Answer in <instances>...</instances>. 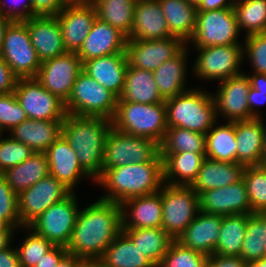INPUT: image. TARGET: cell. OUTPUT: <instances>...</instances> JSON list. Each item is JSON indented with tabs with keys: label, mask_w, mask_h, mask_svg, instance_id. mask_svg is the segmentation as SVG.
Instances as JSON below:
<instances>
[{
	"label": "cell",
	"mask_w": 266,
	"mask_h": 267,
	"mask_svg": "<svg viewBox=\"0 0 266 267\" xmlns=\"http://www.w3.org/2000/svg\"><path fill=\"white\" fill-rule=\"evenodd\" d=\"M247 214L222 216L215 253L220 256H240L246 234Z\"/></svg>",
	"instance_id": "74e56055"
},
{
	"label": "cell",
	"mask_w": 266,
	"mask_h": 267,
	"mask_svg": "<svg viewBox=\"0 0 266 267\" xmlns=\"http://www.w3.org/2000/svg\"><path fill=\"white\" fill-rule=\"evenodd\" d=\"M80 267H100L97 262H84Z\"/></svg>",
	"instance_id": "89a4df30"
},
{
	"label": "cell",
	"mask_w": 266,
	"mask_h": 267,
	"mask_svg": "<svg viewBox=\"0 0 266 267\" xmlns=\"http://www.w3.org/2000/svg\"><path fill=\"white\" fill-rule=\"evenodd\" d=\"M189 4H191V5H193L194 7H198L200 4H201V2H202V0H186Z\"/></svg>",
	"instance_id": "2644e50d"
},
{
	"label": "cell",
	"mask_w": 266,
	"mask_h": 267,
	"mask_svg": "<svg viewBox=\"0 0 266 267\" xmlns=\"http://www.w3.org/2000/svg\"><path fill=\"white\" fill-rule=\"evenodd\" d=\"M121 231V205L97 199L79 209L67 253L84 262H97Z\"/></svg>",
	"instance_id": "6da1fadb"
},
{
	"label": "cell",
	"mask_w": 266,
	"mask_h": 267,
	"mask_svg": "<svg viewBox=\"0 0 266 267\" xmlns=\"http://www.w3.org/2000/svg\"><path fill=\"white\" fill-rule=\"evenodd\" d=\"M127 40L119 29L97 17L76 54L83 63L110 54L125 53Z\"/></svg>",
	"instance_id": "d6986e66"
},
{
	"label": "cell",
	"mask_w": 266,
	"mask_h": 267,
	"mask_svg": "<svg viewBox=\"0 0 266 267\" xmlns=\"http://www.w3.org/2000/svg\"><path fill=\"white\" fill-rule=\"evenodd\" d=\"M208 267H248V263L240 256H208Z\"/></svg>",
	"instance_id": "db71d44e"
},
{
	"label": "cell",
	"mask_w": 266,
	"mask_h": 267,
	"mask_svg": "<svg viewBox=\"0 0 266 267\" xmlns=\"http://www.w3.org/2000/svg\"><path fill=\"white\" fill-rule=\"evenodd\" d=\"M244 39L243 56L251 63V74H266V32L247 35Z\"/></svg>",
	"instance_id": "7dc6e473"
},
{
	"label": "cell",
	"mask_w": 266,
	"mask_h": 267,
	"mask_svg": "<svg viewBox=\"0 0 266 267\" xmlns=\"http://www.w3.org/2000/svg\"><path fill=\"white\" fill-rule=\"evenodd\" d=\"M6 1L0 0V15L10 21H26L33 17L31 0H11L10 4Z\"/></svg>",
	"instance_id": "f907efd6"
},
{
	"label": "cell",
	"mask_w": 266,
	"mask_h": 267,
	"mask_svg": "<svg viewBox=\"0 0 266 267\" xmlns=\"http://www.w3.org/2000/svg\"><path fill=\"white\" fill-rule=\"evenodd\" d=\"M248 267H266V257L248 263Z\"/></svg>",
	"instance_id": "03108f58"
},
{
	"label": "cell",
	"mask_w": 266,
	"mask_h": 267,
	"mask_svg": "<svg viewBox=\"0 0 266 267\" xmlns=\"http://www.w3.org/2000/svg\"><path fill=\"white\" fill-rule=\"evenodd\" d=\"M240 31L244 36L266 32V0H244L233 6Z\"/></svg>",
	"instance_id": "60d3db41"
},
{
	"label": "cell",
	"mask_w": 266,
	"mask_h": 267,
	"mask_svg": "<svg viewBox=\"0 0 266 267\" xmlns=\"http://www.w3.org/2000/svg\"><path fill=\"white\" fill-rule=\"evenodd\" d=\"M206 153L205 134L181 127L167 128L160 143V154Z\"/></svg>",
	"instance_id": "ab89813d"
},
{
	"label": "cell",
	"mask_w": 266,
	"mask_h": 267,
	"mask_svg": "<svg viewBox=\"0 0 266 267\" xmlns=\"http://www.w3.org/2000/svg\"><path fill=\"white\" fill-rule=\"evenodd\" d=\"M128 68L126 53H115L83 62V71L118 98Z\"/></svg>",
	"instance_id": "4316f807"
},
{
	"label": "cell",
	"mask_w": 266,
	"mask_h": 267,
	"mask_svg": "<svg viewBox=\"0 0 266 267\" xmlns=\"http://www.w3.org/2000/svg\"><path fill=\"white\" fill-rule=\"evenodd\" d=\"M33 16H57L64 8L61 0H31Z\"/></svg>",
	"instance_id": "816d5d0a"
},
{
	"label": "cell",
	"mask_w": 266,
	"mask_h": 267,
	"mask_svg": "<svg viewBox=\"0 0 266 267\" xmlns=\"http://www.w3.org/2000/svg\"><path fill=\"white\" fill-rule=\"evenodd\" d=\"M72 191L55 177L48 175L18 194L20 229L28 227L50 206L68 197Z\"/></svg>",
	"instance_id": "5bb4252c"
},
{
	"label": "cell",
	"mask_w": 266,
	"mask_h": 267,
	"mask_svg": "<svg viewBox=\"0 0 266 267\" xmlns=\"http://www.w3.org/2000/svg\"><path fill=\"white\" fill-rule=\"evenodd\" d=\"M206 154L205 158L223 161L236 162V135L235 122L226 124H214L205 134Z\"/></svg>",
	"instance_id": "8d00e7d4"
},
{
	"label": "cell",
	"mask_w": 266,
	"mask_h": 267,
	"mask_svg": "<svg viewBox=\"0 0 266 267\" xmlns=\"http://www.w3.org/2000/svg\"><path fill=\"white\" fill-rule=\"evenodd\" d=\"M197 57L191 70L196 79L222 81L244 73L243 45L210 46L196 49Z\"/></svg>",
	"instance_id": "8fae6325"
},
{
	"label": "cell",
	"mask_w": 266,
	"mask_h": 267,
	"mask_svg": "<svg viewBox=\"0 0 266 267\" xmlns=\"http://www.w3.org/2000/svg\"><path fill=\"white\" fill-rule=\"evenodd\" d=\"M63 8L68 7H89L94 6L96 0H61Z\"/></svg>",
	"instance_id": "be15d7a7"
},
{
	"label": "cell",
	"mask_w": 266,
	"mask_h": 267,
	"mask_svg": "<svg viewBox=\"0 0 266 267\" xmlns=\"http://www.w3.org/2000/svg\"><path fill=\"white\" fill-rule=\"evenodd\" d=\"M241 1H244V0H233V3L241 2Z\"/></svg>",
	"instance_id": "753ad0ef"
},
{
	"label": "cell",
	"mask_w": 266,
	"mask_h": 267,
	"mask_svg": "<svg viewBox=\"0 0 266 267\" xmlns=\"http://www.w3.org/2000/svg\"><path fill=\"white\" fill-rule=\"evenodd\" d=\"M0 56L18 78L36 76L41 61L31 44L27 24L24 21H12L8 25Z\"/></svg>",
	"instance_id": "30bf717a"
},
{
	"label": "cell",
	"mask_w": 266,
	"mask_h": 267,
	"mask_svg": "<svg viewBox=\"0 0 266 267\" xmlns=\"http://www.w3.org/2000/svg\"><path fill=\"white\" fill-rule=\"evenodd\" d=\"M0 218L16 230L20 228L18 195L10 188L2 174H0Z\"/></svg>",
	"instance_id": "681fc988"
},
{
	"label": "cell",
	"mask_w": 266,
	"mask_h": 267,
	"mask_svg": "<svg viewBox=\"0 0 266 267\" xmlns=\"http://www.w3.org/2000/svg\"><path fill=\"white\" fill-rule=\"evenodd\" d=\"M158 267H208V256L174 240Z\"/></svg>",
	"instance_id": "f6af8a7d"
},
{
	"label": "cell",
	"mask_w": 266,
	"mask_h": 267,
	"mask_svg": "<svg viewBox=\"0 0 266 267\" xmlns=\"http://www.w3.org/2000/svg\"><path fill=\"white\" fill-rule=\"evenodd\" d=\"M171 36L159 2L137 0L131 33L127 39L156 40Z\"/></svg>",
	"instance_id": "cb8c5ba5"
},
{
	"label": "cell",
	"mask_w": 266,
	"mask_h": 267,
	"mask_svg": "<svg viewBox=\"0 0 266 267\" xmlns=\"http://www.w3.org/2000/svg\"><path fill=\"white\" fill-rule=\"evenodd\" d=\"M118 101L142 104L165 103L156 85L153 72L129 65Z\"/></svg>",
	"instance_id": "4dcf8cb0"
},
{
	"label": "cell",
	"mask_w": 266,
	"mask_h": 267,
	"mask_svg": "<svg viewBox=\"0 0 266 267\" xmlns=\"http://www.w3.org/2000/svg\"><path fill=\"white\" fill-rule=\"evenodd\" d=\"M78 212L77 195L72 192L64 200L50 206L28 227L54 246L66 247L75 227Z\"/></svg>",
	"instance_id": "7c38bea8"
},
{
	"label": "cell",
	"mask_w": 266,
	"mask_h": 267,
	"mask_svg": "<svg viewBox=\"0 0 266 267\" xmlns=\"http://www.w3.org/2000/svg\"><path fill=\"white\" fill-rule=\"evenodd\" d=\"M111 129L112 121L104 117L66 114L62 124V135L94 182L102 175L105 144Z\"/></svg>",
	"instance_id": "7a4b0ae2"
},
{
	"label": "cell",
	"mask_w": 266,
	"mask_h": 267,
	"mask_svg": "<svg viewBox=\"0 0 266 267\" xmlns=\"http://www.w3.org/2000/svg\"><path fill=\"white\" fill-rule=\"evenodd\" d=\"M233 0H202L197 7L198 11H211L216 9L233 8Z\"/></svg>",
	"instance_id": "680465c9"
},
{
	"label": "cell",
	"mask_w": 266,
	"mask_h": 267,
	"mask_svg": "<svg viewBox=\"0 0 266 267\" xmlns=\"http://www.w3.org/2000/svg\"><path fill=\"white\" fill-rule=\"evenodd\" d=\"M29 234L16 247L21 267H34L54 245L44 237L36 234L31 228L23 227Z\"/></svg>",
	"instance_id": "ee69618b"
},
{
	"label": "cell",
	"mask_w": 266,
	"mask_h": 267,
	"mask_svg": "<svg viewBox=\"0 0 266 267\" xmlns=\"http://www.w3.org/2000/svg\"><path fill=\"white\" fill-rule=\"evenodd\" d=\"M48 158L49 175L62 182L72 192L84 178H92L80 166L76 152L61 135L45 152ZM75 188V189H74Z\"/></svg>",
	"instance_id": "ffe728a7"
},
{
	"label": "cell",
	"mask_w": 266,
	"mask_h": 267,
	"mask_svg": "<svg viewBox=\"0 0 266 267\" xmlns=\"http://www.w3.org/2000/svg\"><path fill=\"white\" fill-rule=\"evenodd\" d=\"M240 257L247 263L266 257V239L262 212L247 214L246 234L242 243Z\"/></svg>",
	"instance_id": "b9f144b4"
},
{
	"label": "cell",
	"mask_w": 266,
	"mask_h": 267,
	"mask_svg": "<svg viewBox=\"0 0 266 267\" xmlns=\"http://www.w3.org/2000/svg\"><path fill=\"white\" fill-rule=\"evenodd\" d=\"M111 121L120 132L161 143L167 130L166 104L118 101Z\"/></svg>",
	"instance_id": "5b68a950"
},
{
	"label": "cell",
	"mask_w": 266,
	"mask_h": 267,
	"mask_svg": "<svg viewBox=\"0 0 266 267\" xmlns=\"http://www.w3.org/2000/svg\"><path fill=\"white\" fill-rule=\"evenodd\" d=\"M158 2L170 34L188 45L196 28L197 8L186 0H158Z\"/></svg>",
	"instance_id": "836d02e7"
},
{
	"label": "cell",
	"mask_w": 266,
	"mask_h": 267,
	"mask_svg": "<svg viewBox=\"0 0 266 267\" xmlns=\"http://www.w3.org/2000/svg\"><path fill=\"white\" fill-rule=\"evenodd\" d=\"M222 216L199 211L187 229L177 238L184 247L206 256L215 253L220 235Z\"/></svg>",
	"instance_id": "603a6c76"
},
{
	"label": "cell",
	"mask_w": 266,
	"mask_h": 267,
	"mask_svg": "<svg viewBox=\"0 0 266 267\" xmlns=\"http://www.w3.org/2000/svg\"><path fill=\"white\" fill-rule=\"evenodd\" d=\"M14 93L27 118L65 120L67 113L64 102L45 89L35 78H18Z\"/></svg>",
	"instance_id": "4fadbf2b"
},
{
	"label": "cell",
	"mask_w": 266,
	"mask_h": 267,
	"mask_svg": "<svg viewBox=\"0 0 266 267\" xmlns=\"http://www.w3.org/2000/svg\"><path fill=\"white\" fill-rule=\"evenodd\" d=\"M0 267H21L16 248L10 246L0 252Z\"/></svg>",
	"instance_id": "6f0895ef"
},
{
	"label": "cell",
	"mask_w": 266,
	"mask_h": 267,
	"mask_svg": "<svg viewBox=\"0 0 266 267\" xmlns=\"http://www.w3.org/2000/svg\"><path fill=\"white\" fill-rule=\"evenodd\" d=\"M146 162H163L160 143L154 139L126 134L112 127L105 144L102 169Z\"/></svg>",
	"instance_id": "52a82bcc"
},
{
	"label": "cell",
	"mask_w": 266,
	"mask_h": 267,
	"mask_svg": "<svg viewBox=\"0 0 266 267\" xmlns=\"http://www.w3.org/2000/svg\"><path fill=\"white\" fill-rule=\"evenodd\" d=\"M24 22L27 24L31 44L41 62L67 52L57 16H33Z\"/></svg>",
	"instance_id": "44dd1931"
},
{
	"label": "cell",
	"mask_w": 266,
	"mask_h": 267,
	"mask_svg": "<svg viewBox=\"0 0 266 267\" xmlns=\"http://www.w3.org/2000/svg\"><path fill=\"white\" fill-rule=\"evenodd\" d=\"M233 8L198 11L191 43L194 49L210 46L243 45Z\"/></svg>",
	"instance_id": "9c48e42d"
},
{
	"label": "cell",
	"mask_w": 266,
	"mask_h": 267,
	"mask_svg": "<svg viewBox=\"0 0 266 267\" xmlns=\"http://www.w3.org/2000/svg\"><path fill=\"white\" fill-rule=\"evenodd\" d=\"M262 221L264 222V237L266 239V211L262 212Z\"/></svg>",
	"instance_id": "8c879c8a"
},
{
	"label": "cell",
	"mask_w": 266,
	"mask_h": 267,
	"mask_svg": "<svg viewBox=\"0 0 266 267\" xmlns=\"http://www.w3.org/2000/svg\"><path fill=\"white\" fill-rule=\"evenodd\" d=\"M0 231H17V230L11 227L5 220L0 218Z\"/></svg>",
	"instance_id": "003e7915"
},
{
	"label": "cell",
	"mask_w": 266,
	"mask_h": 267,
	"mask_svg": "<svg viewBox=\"0 0 266 267\" xmlns=\"http://www.w3.org/2000/svg\"><path fill=\"white\" fill-rule=\"evenodd\" d=\"M62 124L63 121L27 118L8 133L13 139L29 146L34 152L45 153L49 146L62 135Z\"/></svg>",
	"instance_id": "83f0119b"
},
{
	"label": "cell",
	"mask_w": 266,
	"mask_h": 267,
	"mask_svg": "<svg viewBox=\"0 0 266 267\" xmlns=\"http://www.w3.org/2000/svg\"><path fill=\"white\" fill-rule=\"evenodd\" d=\"M250 87L251 83L246 73L219 82L217 92L212 93L218 120L221 116L228 122L254 118L248 105Z\"/></svg>",
	"instance_id": "2e32d148"
},
{
	"label": "cell",
	"mask_w": 266,
	"mask_h": 267,
	"mask_svg": "<svg viewBox=\"0 0 266 267\" xmlns=\"http://www.w3.org/2000/svg\"><path fill=\"white\" fill-rule=\"evenodd\" d=\"M261 120H263V131H264V154H265V163H266V125L264 124V119L261 117Z\"/></svg>",
	"instance_id": "a7ac6f4b"
},
{
	"label": "cell",
	"mask_w": 266,
	"mask_h": 267,
	"mask_svg": "<svg viewBox=\"0 0 266 267\" xmlns=\"http://www.w3.org/2000/svg\"><path fill=\"white\" fill-rule=\"evenodd\" d=\"M16 231H0V252L11 246Z\"/></svg>",
	"instance_id": "6125c7cd"
},
{
	"label": "cell",
	"mask_w": 266,
	"mask_h": 267,
	"mask_svg": "<svg viewBox=\"0 0 266 267\" xmlns=\"http://www.w3.org/2000/svg\"><path fill=\"white\" fill-rule=\"evenodd\" d=\"M97 18L94 6L64 8L58 15L63 44L68 52H77Z\"/></svg>",
	"instance_id": "d4e9b609"
},
{
	"label": "cell",
	"mask_w": 266,
	"mask_h": 267,
	"mask_svg": "<svg viewBox=\"0 0 266 267\" xmlns=\"http://www.w3.org/2000/svg\"><path fill=\"white\" fill-rule=\"evenodd\" d=\"M27 119L14 92L0 95V130L10 132L15 126Z\"/></svg>",
	"instance_id": "c3c4849f"
},
{
	"label": "cell",
	"mask_w": 266,
	"mask_h": 267,
	"mask_svg": "<svg viewBox=\"0 0 266 267\" xmlns=\"http://www.w3.org/2000/svg\"><path fill=\"white\" fill-rule=\"evenodd\" d=\"M11 22L12 21L7 19L3 15H0V51H1V47H2V43H3L6 29Z\"/></svg>",
	"instance_id": "e7e4bbea"
},
{
	"label": "cell",
	"mask_w": 266,
	"mask_h": 267,
	"mask_svg": "<svg viewBox=\"0 0 266 267\" xmlns=\"http://www.w3.org/2000/svg\"><path fill=\"white\" fill-rule=\"evenodd\" d=\"M199 211L221 216L253 214L244 180L200 193Z\"/></svg>",
	"instance_id": "ac0fdd59"
},
{
	"label": "cell",
	"mask_w": 266,
	"mask_h": 267,
	"mask_svg": "<svg viewBox=\"0 0 266 267\" xmlns=\"http://www.w3.org/2000/svg\"><path fill=\"white\" fill-rule=\"evenodd\" d=\"M188 47L186 45L176 56L153 71L156 85L164 101L191 89L186 87Z\"/></svg>",
	"instance_id": "f1b7e54d"
},
{
	"label": "cell",
	"mask_w": 266,
	"mask_h": 267,
	"mask_svg": "<svg viewBox=\"0 0 266 267\" xmlns=\"http://www.w3.org/2000/svg\"><path fill=\"white\" fill-rule=\"evenodd\" d=\"M118 97L100 85L83 70L76 77L72 91L64 103L67 114L112 119Z\"/></svg>",
	"instance_id": "8992f818"
},
{
	"label": "cell",
	"mask_w": 266,
	"mask_h": 267,
	"mask_svg": "<svg viewBox=\"0 0 266 267\" xmlns=\"http://www.w3.org/2000/svg\"><path fill=\"white\" fill-rule=\"evenodd\" d=\"M122 231L156 267L174 241L162 227L122 229Z\"/></svg>",
	"instance_id": "d590c367"
},
{
	"label": "cell",
	"mask_w": 266,
	"mask_h": 267,
	"mask_svg": "<svg viewBox=\"0 0 266 267\" xmlns=\"http://www.w3.org/2000/svg\"><path fill=\"white\" fill-rule=\"evenodd\" d=\"M17 80L18 77L0 56V95L14 92Z\"/></svg>",
	"instance_id": "f5cc1de1"
},
{
	"label": "cell",
	"mask_w": 266,
	"mask_h": 267,
	"mask_svg": "<svg viewBox=\"0 0 266 267\" xmlns=\"http://www.w3.org/2000/svg\"><path fill=\"white\" fill-rule=\"evenodd\" d=\"M67 254L66 247L54 246L34 267H57L59 261Z\"/></svg>",
	"instance_id": "11a10c76"
},
{
	"label": "cell",
	"mask_w": 266,
	"mask_h": 267,
	"mask_svg": "<svg viewBox=\"0 0 266 267\" xmlns=\"http://www.w3.org/2000/svg\"><path fill=\"white\" fill-rule=\"evenodd\" d=\"M95 184L107 191L99 199L120 205L130 198L159 192L164 185L163 162L130 163L104 169Z\"/></svg>",
	"instance_id": "3957f363"
},
{
	"label": "cell",
	"mask_w": 266,
	"mask_h": 267,
	"mask_svg": "<svg viewBox=\"0 0 266 267\" xmlns=\"http://www.w3.org/2000/svg\"><path fill=\"white\" fill-rule=\"evenodd\" d=\"M205 154L193 152L160 154L163 159L164 183L191 186L198 176Z\"/></svg>",
	"instance_id": "1f68e13d"
},
{
	"label": "cell",
	"mask_w": 266,
	"mask_h": 267,
	"mask_svg": "<svg viewBox=\"0 0 266 267\" xmlns=\"http://www.w3.org/2000/svg\"><path fill=\"white\" fill-rule=\"evenodd\" d=\"M162 228L173 239L192 223L199 212V195L191 186L169 185L161 187Z\"/></svg>",
	"instance_id": "ba28073f"
},
{
	"label": "cell",
	"mask_w": 266,
	"mask_h": 267,
	"mask_svg": "<svg viewBox=\"0 0 266 267\" xmlns=\"http://www.w3.org/2000/svg\"><path fill=\"white\" fill-rule=\"evenodd\" d=\"M167 128L181 127L206 134L217 122L215 102L209 91L191 88L165 100Z\"/></svg>",
	"instance_id": "277c9868"
},
{
	"label": "cell",
	"mask_w": 266,
	"mask_h": 267,
	"mask_svg": "<svg viewBox=\"0 0 266 267\" xmlns=\"http://www.w3.org/2000/svg\"><path fill=\"white\" fill-rule=\"evenodd\" d=\"M83 70V63L76 52H66L41 62L34 77L45 89L64 103L71 94L76 77Z\"/></svg>",
	"instance_id": "9a60e30c"
},
{
	"label": "cell",
	"mask_w": 266,
	"mask_h": 267,
	"mask_svg": "<svg viewBox=\"0 0 266 267\" xmlns=\"http://www.w3.org/2000/svg\"><path fill=\"white\" fill-rule=\"evenodd\" d=\"M137 0H96L97 17L116 27L127 37L131 33Z\"/></svg>",
	"instance_id": "f35d334b"
},
{
	"label": "cell",
	"mask_w": 266,
	"mask_h": 267,
	"mask_svg": "<svg viewBox=\"0 0 266 267\" xmlns=\"http://www.w3.org/2000/svg\"><path fill=\"white\" fill-rule=\"evenodd\" d=\"M250 80L251 87L258 92L266 93V74L253 73L251 75L246 74Z\"/></svg>",
	"instance_id": "91938a15"
},
{
	"label": "cell",
	"mask_w": 266,
	"mask_h": 267,
	"mask_svg": "<svg viewBox=\"0 0 266 267\" xmlns=\"http://www.w3.org/2000/svg\"><path fill=\"white\" fill-rule=\"evenodd\" d=\"M84 261L75 255L66 254L57 264V267H80Z\"/></svg>",
	"instance_id": "94428289"
},
{
	"label": "cell",
	"mask_w": 266,
	"mask_h": 267,
	"mask_svg": "<svg viewBox=\"0 0 266 267\" xmlns=\"http://www.w3.org/2000/svg\"><path fill=\"white\" fill-rule=\"evenodd\" d=\"M97 263L100 267H156L123 231L109 244Z\"/></svg>",
	"instance_id": "d6a6232c"
},
{
	"label": "cell",
	"mask_w": 266,
	"mask_h": 267,
	"mask_svg": "<svg viewBox=\"0 0 266 267\" xmlns=\"http://www.w3.org/2000/svg\"><path fill=\"white\" fill-rule=\"evenodd\" d=\"M121 205L122 229L162 226V198L159 192L130 198Z\"/></svg>",
	"instance_id": "7402d4cb"
},
{
	"label": "cell",
	"mask_w": 266,
	"mask_h": 267,
	"mask_svg": "<svg viewBox=\"0 0 266 267\" xmlns=\"http://www.w3.org/2000/svg\"><path fill=\"white\" fill-rule=\"evenodd\" d=\"M236 162L244 166L265 164L263 120L235 121Z\"/></svg>",
	"instance_id": "484cf974"
},
{
	"label": "cell",
	"mask_w": 266,
	"mask_h": 267,
	"mask_svg": "<svg viewBox=\"0 0 266 267\" xmlns=\"http://www.w3.org/2000/svg\"><path fill=\"white\" fill-rule=\"evenodd\" d=\"M186 45L174 36L156 40L128 39L125 53L129 66L153 72L162 63L176 56Z\"/></svg>",
	"instance_id": "e0dca14e"
},
{
	"label": "cell",
	"mask_w": 266,
	"mask_h": 267,
	"mask_svg": "<svg viewBox=\"0 0 266 267\" xmlns=\"http://www.w3.org/2000/svg\"><path fill=\"white\" fill-rule=\"evenodd\" d=\"M266 103V93L258 92L254 88L250 87V91L248 94V105H249V111L250 114L254 118H261L262 115L259 113V110H257L256 106H261Z\"/></svg>",
	"instance_id": "9f6ffc18"
},
{
	"label": "cell",
	"mask_w": 266,
	"mask_h": 267,
	"mask_svg": "<svg viewBox=\"0 0 266 267\" xmlns=\"http://www.w3.org/2000/svg\"><path fill=\"white\" fill-rule=\"evenodd\" d=\"M242 179L246 185L252 213L266 211V163L245 166Z\"/></svg>",
	"instance_id": "7bdbcfd3"
},
{
	"label": "cell",
	"mask_w": 266,
	"mask_h": 267,
	"mask_svg": "<svg viewBox=\"0 0 266 267\" xmlns=\"http://www.w3.org/2000/svg\"><path fill=\"white\" fill-rule=\"evenodd\" d=\"M0 136V174L28 159L34 151L27 145L9 137ZM3 138V139H2Z\"/></svg>",
	"instance_id": "bcb514c9"
},
{
	"label": "cell",
	"mask_w": 266,
	"mask_h": 267,
	"mask_svg": "<svg viewBox=\"0 0 266 267\" xmlns=\"http://www.w3.org/2000/svg\"><path fill=\"white\" fill-rule=\"evenodd\" d=\"M2 175L6 178L10 188L18 195L49 175L46 153L34 152L22 163L8 168Z\"/></svg>",
	"instance_id": "e575fe53"
},
{
	"label": "cell",
	"mask_w": 266,
	"mask_h": 267,
	"mask_svg": "<svg viewBox=\"0 0 266 267\" xmlns=\"http://www.w3.org/2000/svg\"><path fill=\"white\" fill-rule=\"evenodd\" d=\"M244 165L205 158L191 187L199 195L204 191L234 184L242 179Z\"/></svg>",
	"instance_id": "f546056e"
}]
</instances>
